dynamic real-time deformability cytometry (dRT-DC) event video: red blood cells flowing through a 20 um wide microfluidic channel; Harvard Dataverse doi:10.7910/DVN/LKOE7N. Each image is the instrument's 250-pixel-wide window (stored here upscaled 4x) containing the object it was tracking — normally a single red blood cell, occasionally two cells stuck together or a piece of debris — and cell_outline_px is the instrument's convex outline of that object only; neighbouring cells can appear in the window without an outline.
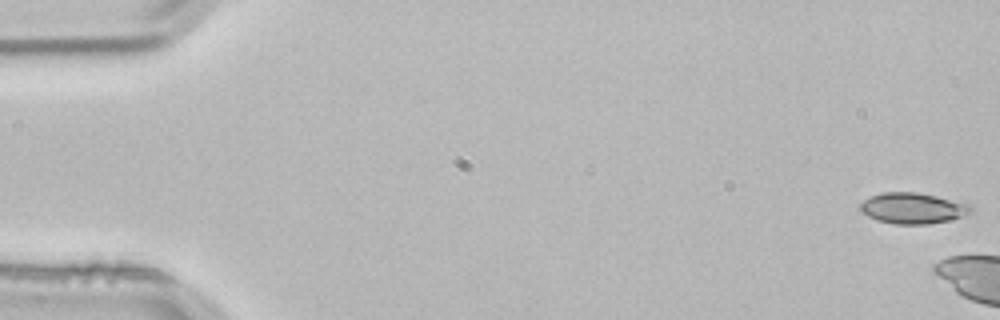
{"species": "common noctule bat (a hibernating species)", "species_latin": "Nyctalus noctula", "temperature_condition": "room temperature", "stored_images_in_passage": 4, "camera_frame_rate_fps": 3000, "um_per_image_px": 0.085, "animal": {"sex": "male", "body_mass_g": 21.5, "forearm_length_mm": 52.0}, "frame": {"image": 1, "passage_image": 1, "time_ms": 0.0, "image_size_px": [1000, 320], "cell_outline_px": [[972, 212], [952, 220], [928, 224], [896, 224], [876, 220], [860, 212], [860, 204], [864, 200], [872, 196], [884, 192], [916, 192], [936, 196], [968, 204], [972, 208]], "centroid_in_image_um": [77.57, 17.71], "position_along_channel_um": 7.4, "area_um2": 19.83}}